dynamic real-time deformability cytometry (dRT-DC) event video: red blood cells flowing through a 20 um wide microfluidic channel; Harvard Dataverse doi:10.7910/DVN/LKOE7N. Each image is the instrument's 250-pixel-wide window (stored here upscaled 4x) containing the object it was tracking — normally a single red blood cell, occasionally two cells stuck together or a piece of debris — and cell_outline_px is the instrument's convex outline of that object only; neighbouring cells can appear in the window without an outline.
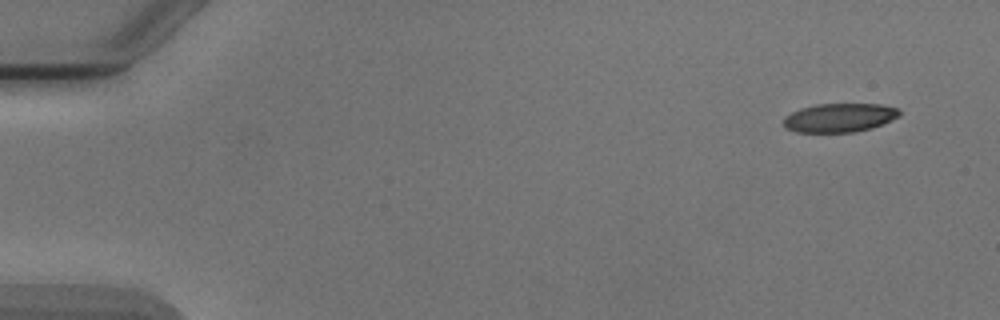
{"species": "Egyptian fruit bat (a non-hibernating species)", "species_latin": "Rousettus aegyptiacus", "temperature_condition": "cold", "stored_images_in_passage": 4, "camera_frame_rate_fps": 3000, "um_per_image_px": 0.085, "animal": {"sex": "male"}, "frame": {"image": 1, "passage_image": 1, "time_ms": 0.0, "image_size_px": [1000, 320], "cell_outline_px": [[900, 116], [892, 120], [872, 128], [852, 132], [796, 132], [784, 128], [784, 116], [800, 108], [816, 104], [880, 104], [900, 108]], "centroid_in_image_um": [71.36, 10.0], "position_along_channel_um": 13.6, "area_um2": 19.59}}
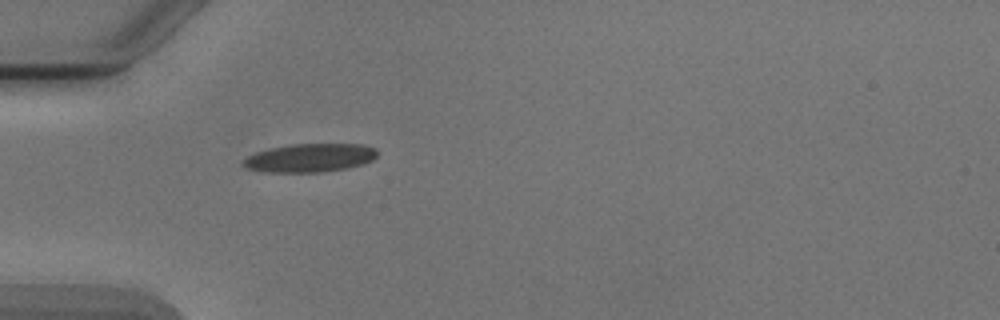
{"frame": {"image": 2, "passage_image": 4, "time_ms": 4.333, "image_size_px": [1000, 320], "cell_outline_px": [[376, 156], [372, 160], [364, 164], [344, 168], [320, 172], [268, 172], [244, 168], [240, 164], [240, 160], [256, 152], [288, 144], [364, 144], [376, 148]], "centroid_in_image_um": [26.3, 13.41], "position_along_channel_um": 58.7, "area_um2": 22.31}}